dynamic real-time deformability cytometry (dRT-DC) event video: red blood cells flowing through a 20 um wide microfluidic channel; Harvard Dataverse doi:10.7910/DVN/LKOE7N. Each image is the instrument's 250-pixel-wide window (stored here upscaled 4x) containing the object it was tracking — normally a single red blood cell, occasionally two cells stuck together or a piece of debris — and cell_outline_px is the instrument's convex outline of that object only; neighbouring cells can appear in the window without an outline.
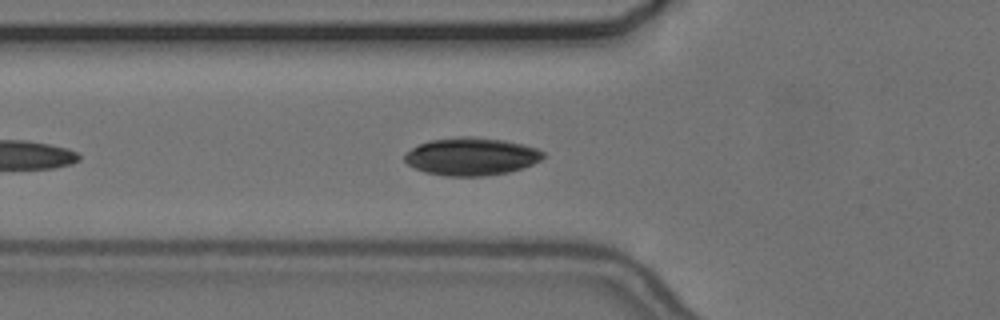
{"species": "common noctule bat (a hibernating species)", "species_latin": "Nyctalus noctula", "temperature_condition": "cold", "stored_images_in_passage": 16, "camera_frame_rate_fps": 3000, "um_per_image_px": 0.085, "animal": {"sex": "female", "body_mass_g": 24.6, "forearm_length_mm": 56.2}, "frame": {"image": 1, "passage_image": 7, "time_ms": 2.0, "image_size_px": [1000, 320], "cell_outline_px": [[544, 156], [540, 160], [532, 164], [508, 172], [484, 176], [444, 176], [424, 172], [408, 164], [404, 160], [404, 156], [412, 148], [428, 140], [460, 136], [472, 136], [504, 140], [524, 144], [536, 148], [544, 152]], "centroid_in_image_um": [40.05, 13.29], "position_along_channel_um": 85.7, "area_um2": 30.46}}
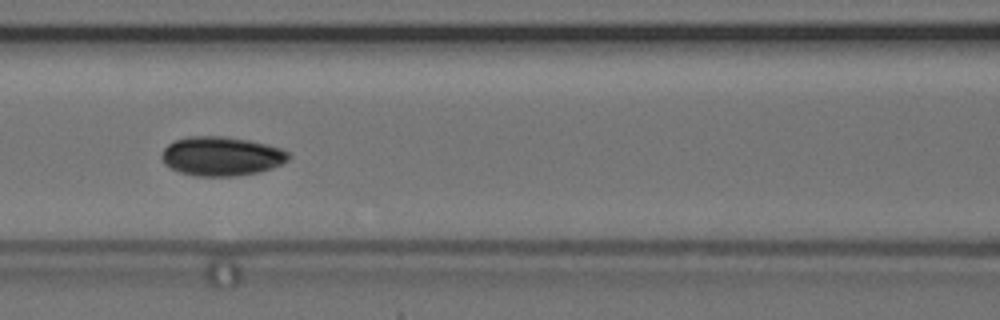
{"frame": {"image": 2, "passage_image": 12, "time_ms": 3.667, "image_size_px": [1000, 320], "cell_outline_px": [[292, 156], [288, 160], [272, 168], [256, 172], [236, 176], [196, 176], [180, 172], [164, 164], [160, 156], [164, 148], [168, 144], [176, 140], [188, 136], [228, 136], [268, 144], [280, 148], [288, 152]], "centroid_in_image_um": [18.82, 13.27], "position_along_channel_um": 147.8, "area_um2": 29.02}}